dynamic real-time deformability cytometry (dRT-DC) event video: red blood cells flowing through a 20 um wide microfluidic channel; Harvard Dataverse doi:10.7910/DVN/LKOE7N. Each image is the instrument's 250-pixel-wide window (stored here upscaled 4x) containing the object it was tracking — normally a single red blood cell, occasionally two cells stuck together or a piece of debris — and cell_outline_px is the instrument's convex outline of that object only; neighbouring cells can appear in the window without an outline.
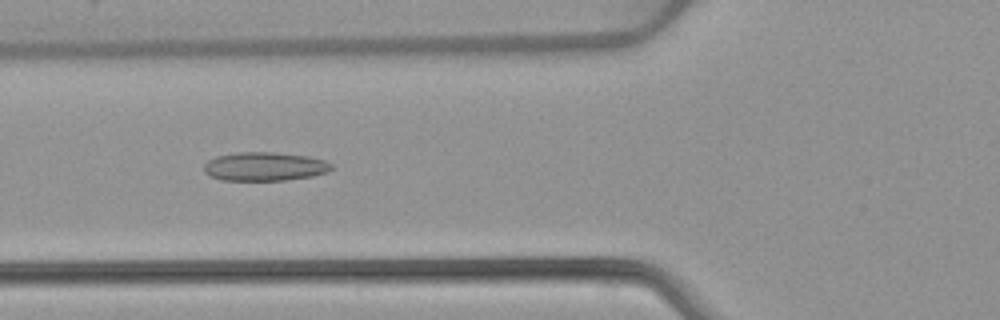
{"species": "common noctule bat (a hibernating species)", "species_latin": "Nyctalus noctula", "temperature_condition": "warm", "stored_images_in_passage": 36, "camera_frame_rate_fps": 3000, "um_per_image_px": 0.085, "animal": {"sex": "female", "body_mass_g": 22.7, "forearm_length_mm": 54.2}, "frame": {"image": 1, "passage_image": 17, "time_ms": 5.333, "image_size_px": [1000, 320], "cell_outline_px": [[332, 168], [328, 172], [312, 176], [284, 180], [220, 180], [204, 172], [204, 164], [208, 160], [216, 156], [236, 152], [272, 152], [308, 156], [324, 160], [332, 164]], "centroid_in_image_um": [22.48, 14.15], "position_along_channel_um": 103.3, "area_um2": 21.33}}
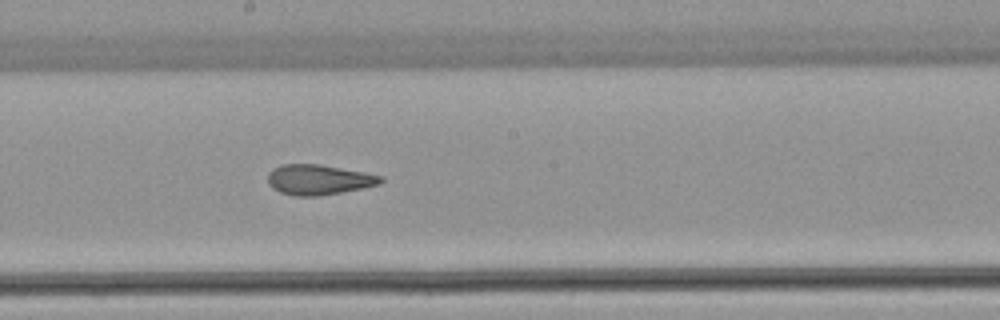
{"frame": {"image": 2, "passage_image": 26, "time_ms": 8.333, "image_size_px": [1000, 320], "cell_outline_px": [[384, 180], [380, 184], [320, 196], [292, 196], [280, 192], [272, 188], [268, 184], [268, 172], [272, 168], [280, 164], [320, 164], [364, 172], [384, 176]], "centroid_in_image_um": [27.05, 15.26], "position_along_channel_um": 221.1, "area_um2": 20.0}}
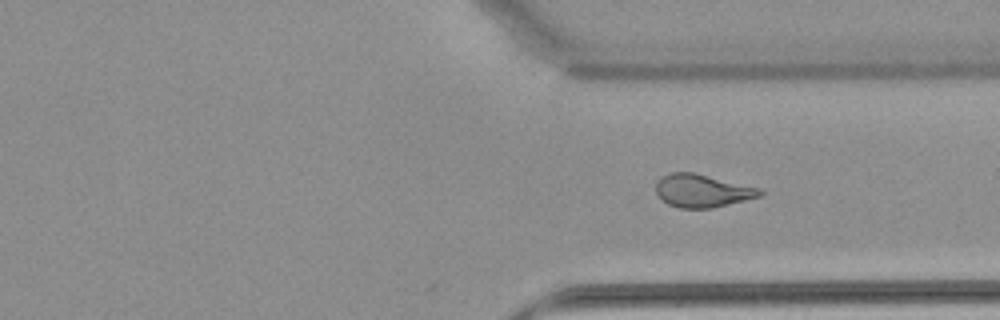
{"frame": {"image": 3, "passage_image": 36, "time_ms": 11.667, "image_size_px": [1000, 320], "cell_outline_px": [[764, 192], [760, 196], [712, 208], [680, 208], [668, 204], [656, 192], [656, 184], [664, 176], [672, 172], [692, 172], [760, 188]], "centroid_in_image_um": [59.7, 16.22], "position_along_channel_um": 351.7, "area_um2": 19.54}}